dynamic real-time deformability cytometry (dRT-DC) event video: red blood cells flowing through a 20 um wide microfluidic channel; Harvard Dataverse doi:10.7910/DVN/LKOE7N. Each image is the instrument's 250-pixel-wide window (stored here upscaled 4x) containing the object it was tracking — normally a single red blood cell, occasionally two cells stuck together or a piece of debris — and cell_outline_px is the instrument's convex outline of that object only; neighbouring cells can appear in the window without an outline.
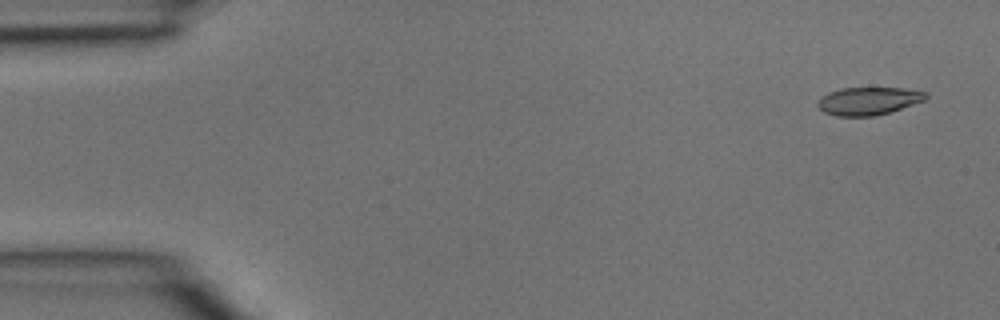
{"species": "common noctule bat (a hibernating species)", "species_latin": "Nyctalus noctula", "temperature_condition": "room temperature", "stored_images_in_passage": 4, "camera_frame_rate_fps": 3000, "um_per_image_px": 0.085, "animal": {"sex": "male", "body_mass_g": 15.6}, "frame": {"image": 1, "passage_image": 1, "time_ms": 0.0, "image_size_px": [1000, 320], "cell_outline_px": [[928, 96], [924, 100], [892, 112], [876, 116], [836, 116], [824, 112], [816, 104], [816, 100], [828, 92], [840, 88], [904, 88], [928, 92]], "centroid_in_image_um": [73.81, 8.58], "position_along_channel_um": 11.2, "area_um2": 17.74}}
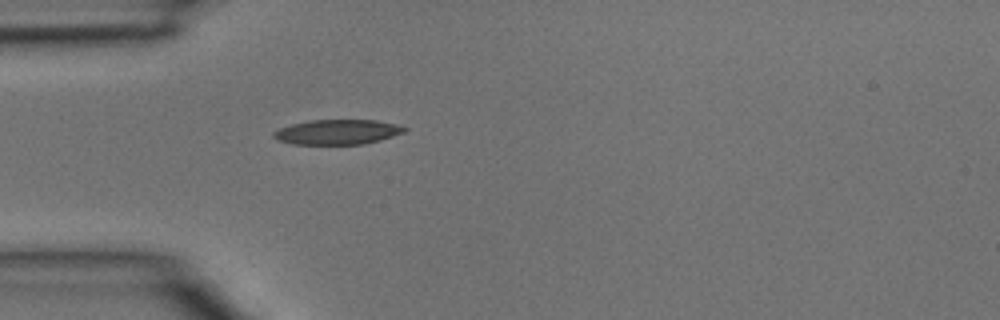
{"frame": {"image": 2, "passage_image": 4, "time_ms": 1.0, "image_size_px": [1000, 320], "cell_outline_px": [[408, 128], [404, 132], [380, 140], [364, 144], [292, 144], [280, 140], [272, 136], [272, 132], [280, 128], [292, 124], [312, 120], [376, 120], [396, 124]], "centroid_in_image_um": [28.69, 11.22], "position_along_channel_um": 56.3, "area_um2": 18.84}}